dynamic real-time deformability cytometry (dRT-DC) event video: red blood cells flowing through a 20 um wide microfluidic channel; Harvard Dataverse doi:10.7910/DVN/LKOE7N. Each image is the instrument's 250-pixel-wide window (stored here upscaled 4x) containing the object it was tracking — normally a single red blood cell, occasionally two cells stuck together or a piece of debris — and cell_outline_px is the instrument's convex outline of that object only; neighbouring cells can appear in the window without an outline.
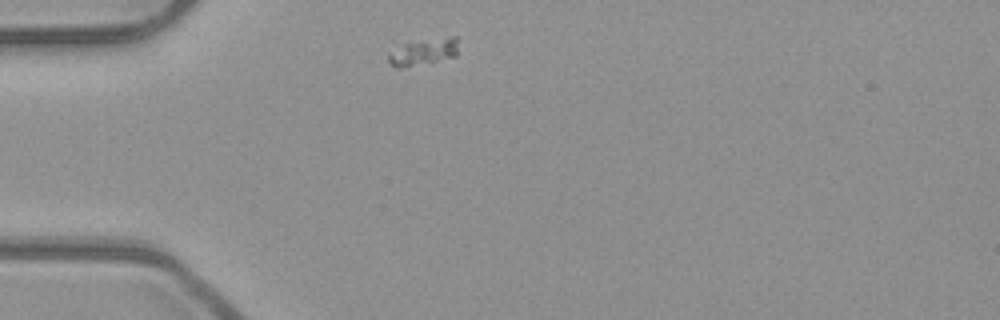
{"species": "common noctule bat (a hibernating species)", "species_latin": "Nyctalus noctula", "temperature_condition": "room temperature", "stored_images_in_passage": 1, "camera_frame_rate_fps": 3000, "um_per_image_px": 0.085, "animal": {"sex": "male", "body_mass_g": 23.1, "forearm_length_mm": 52.7}, "frame": {"image": 1, "passage_image": 1, "time_ms": 0.0, "image_size_px": [1000, 320], "cell_outline_px": [[456, 56], [396, 68], [388, 64], [388, 52], [404, 44], [452, 36], [456, 36]], "centroid_in_image_um": [35.93, 4.41], "position_along_channel_um": 49.1, "area_um2": 10.23}}